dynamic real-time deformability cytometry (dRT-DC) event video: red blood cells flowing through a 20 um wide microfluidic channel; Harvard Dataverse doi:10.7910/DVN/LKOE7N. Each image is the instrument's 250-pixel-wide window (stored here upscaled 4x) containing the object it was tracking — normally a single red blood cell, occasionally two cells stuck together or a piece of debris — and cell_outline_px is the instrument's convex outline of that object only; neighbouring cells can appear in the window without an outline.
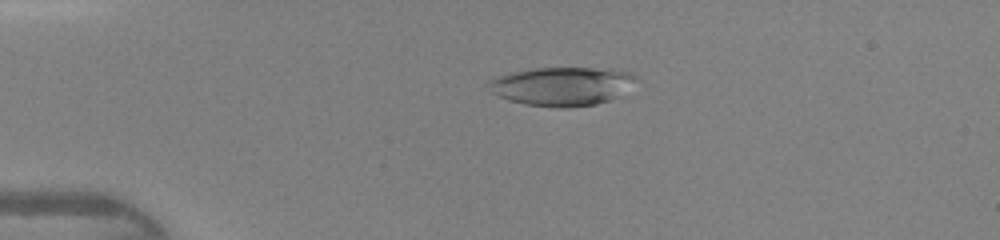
{"species": "human", "species_latin": "Homo sapiens", "temperature_condition": "warm", "stored_images_in_passage": 46, "camera_frame_rate_fps": 3000, "um_per_image_px": 0.085, "donor": {"sex": "female"}, "frame": {"image": 1, "passage_image": 11, "time_ms": 3.333, "image_size_px": [1000, 240], "cell_outline_px": [[636, 76], [624, 96], [596, 104], [568, 108], [556, 108], [524, 104], [508, 100], [492, 92], [484, 84], [488, 80], [508, 72], [536, 68], [612, 68], [632, 72]], "centroid_in_image_um": [47.77, 7.33], "position_along_channel_um": 37.2, "area_um2": 33.87}}
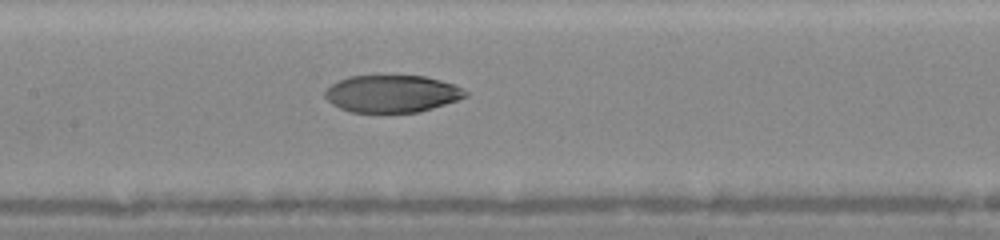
{"frame": {"image": 2, "passage_image": 23, "time_ms": 7.333, "image_size_px": [1000, 240], "cell_outline_px": [[468, 96], [420, 112], [352, 112], [340, 108], [332, 104], [324, 96], [324, 92], [332, 84], [348, 76], [384, 72], [424, 76], [440, 80], [464, 88], [468, 92]], "centroid_in_image_um": [33.3, 7.91], "position_along_channel_um": 174.1, "area_um2": 31.39}}
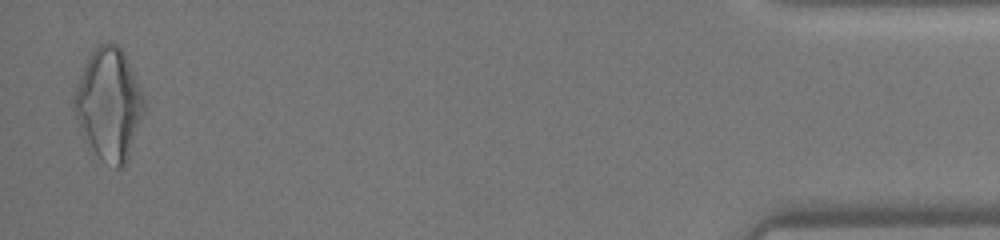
{"frame": {"image": 3, "passage_image": 45, "time_ms": 14.667, "image_size_px": [1000, 240], "cell_outline_px": [[144, 112], [128, 160], [120, 168], [116, 168], [100, 156], [84, 140], [72, 104], [72, 100], [80, 76], [88, 56], [100, 44], [116, 44], [124, 52], [140, 88], [144, 100]], "centroid_in_image_um": [9.26, 8.86], "position_along_channel_um": 425.9, "area_um2": 44.56}}